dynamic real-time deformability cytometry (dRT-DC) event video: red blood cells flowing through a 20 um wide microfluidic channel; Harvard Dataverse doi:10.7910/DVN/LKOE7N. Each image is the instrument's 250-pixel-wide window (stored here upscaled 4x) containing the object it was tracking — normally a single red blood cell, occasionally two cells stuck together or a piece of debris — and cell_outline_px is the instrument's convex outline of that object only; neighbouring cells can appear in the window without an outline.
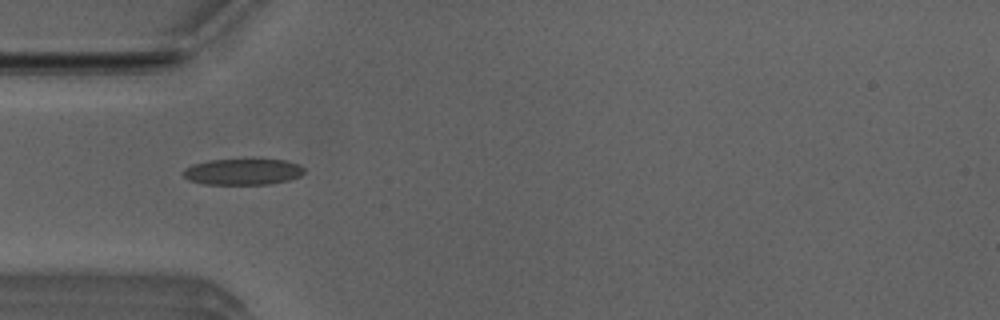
{"species": "Egyptian fruit bat (a non-hibernating species)", "species_latin": "Rousettus aegyptiacus", "temperature_condition": "room temperature", "stored_images_in_passage": 18, "camera_frame_rate_fps": 3000, "um_per_image_px": 0.085, "animal": {"sex": "male"}, "frame": {"image": 1, "passage_image": 15, "time_ms": 4.667, "image_size_px": [1000, 320], "cell_outline_px": [[304, 172], [300, 176], [288, 180], [268, 184], [204, 184], [188, 180], [184, 176], [184, 168], [192, 164], [208, 160], [284, 160], [300, 164], [304, 168]], "centroid_in_image_um": [20.63, 14.6], "position_along_channel_um": 64.4, "area_um2": 18.32}}